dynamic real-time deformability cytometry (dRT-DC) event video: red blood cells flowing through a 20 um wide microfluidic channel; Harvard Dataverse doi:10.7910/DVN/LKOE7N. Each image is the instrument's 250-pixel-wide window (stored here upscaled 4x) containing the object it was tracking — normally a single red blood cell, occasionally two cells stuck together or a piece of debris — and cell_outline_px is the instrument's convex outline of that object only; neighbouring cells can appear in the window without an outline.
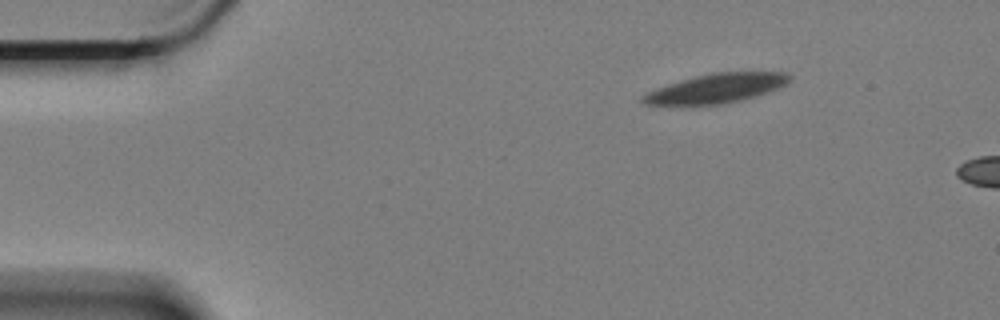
{"species": "Egyptian fruit bat (a non-hibernating species)", "species_latin": "Rousettus aegyptiacus", "temperature_condition": "cold", "stored_images_in_passage": 3, "camera_frame_rate_fps": 3000, "um_per_image_px": 0.085, "animal": {"sex": "female"}, "frame": {"image": 1, "passage_image": 1, "time_ms": 0.0, "image_size_px": [1000, 320], "cell_outline_px": [[792, 76], [784, 84], [768, 92], [756, 96], [740, 100], [720, 104], [644, 104], [640, 100], [640, 96], [656, 88], [680, 80], [712, 72], [784, 72]], "centroid_in_image_um": [60.86, 7.5], "position_along_channel_um": 24.1, "area_um2": 24.57}}